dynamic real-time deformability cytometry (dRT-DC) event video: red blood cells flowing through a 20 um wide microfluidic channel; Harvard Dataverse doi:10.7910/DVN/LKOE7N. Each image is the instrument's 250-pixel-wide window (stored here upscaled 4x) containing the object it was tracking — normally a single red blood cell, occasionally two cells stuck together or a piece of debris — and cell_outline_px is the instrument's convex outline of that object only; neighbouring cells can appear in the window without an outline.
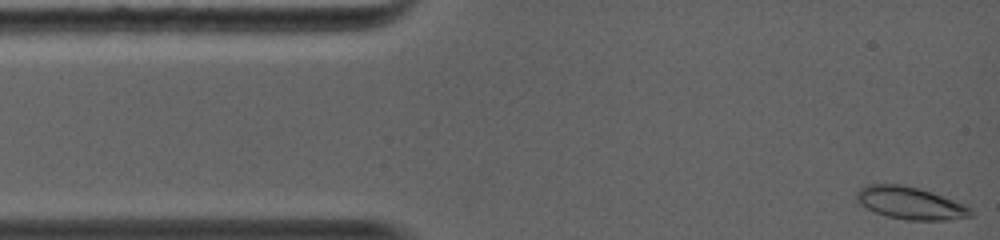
{"species": "common noctule bat (a hibernating species)", "species_latin": "Nyctalus noctula", "temperature_condition": "warm", "stored_images_in_passage": 20, "camera_frame_rate_fps": 5000, "um_per_image_px": 0.085, "animal": {"sex": "female", "body_mass_g": 19.0, "forearm_length_mm": 56.7}, "frame": {"image": 1, "passage_image": 1, "time_ms": 0.0, "image_size_px": [1000, 240], "cell_outline_px": [[972, 216], [948, 220], [904, 220], [888, 216], [876, 212], [860, 204], [856, 200], [856, 192], [860, 188], [868, 184], [904, 184], [932, 192], [964, 204], [972, 208]], "centroid_in_image_um": [77.38, 17.26], "position_along_channel_um": 7.6, "area_um2": 21.56}}
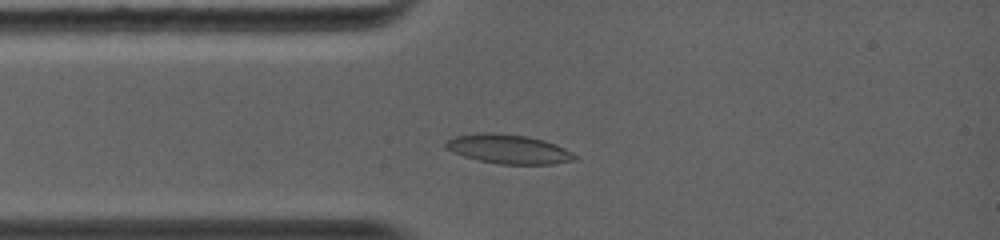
{"frame": {"image": 2, "passage_image": 17, "time_ms": 2.4, "image_size_px": [1000, 240], "cell_outline_px": [[576, 160], [552, 164], [500, 164], [480, 160], [464, 156], [448, 148], [444, 144], [448, 140], [456, 136], [492, 132], [528, 136], [544, 140], [556, 144], [572, 152], [576, 156]], "centroid_in_image_um": [43.29, 12.67], "position_along_channel_um": 41.7, "area_um2": 21.56}}